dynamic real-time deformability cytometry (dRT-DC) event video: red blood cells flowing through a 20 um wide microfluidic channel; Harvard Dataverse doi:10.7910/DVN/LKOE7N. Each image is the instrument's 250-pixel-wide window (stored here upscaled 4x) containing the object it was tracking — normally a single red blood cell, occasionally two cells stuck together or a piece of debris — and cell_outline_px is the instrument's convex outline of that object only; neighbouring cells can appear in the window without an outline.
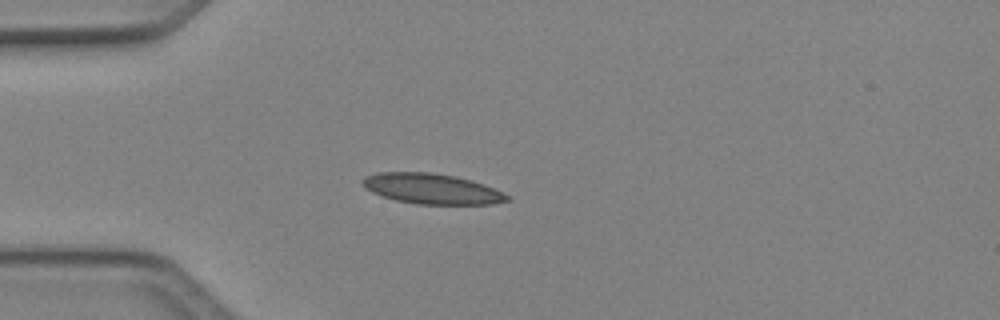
{"species": "Egyptian fruit bat (a non-hibernating species)", "species_latin": "Rousettus aegyptiacus", "temperature_condition": "cold", "stored_images_in_passage": 4, "camera_frame_rate_fps": 3000, "um_per_image_px": 0.085, "animal": {"sex": "female"}, "frame": {"image": 1, "passage_image": 3, "time_ms": 0.667, "image_size_px": [1000, 320], "cell_outline_px": [[512, 200], [492, 204], [416, 204], [396, 200], [372, 192], [360, 180], [364, 176], [376, 172], [432, 172], [456, 176], [472, 180], [484, 184], [512, 196]], "centroid_in_image_um": [36.75, 16.04], "position_along_channel_um": 48.2, "area_um2": 25.72}}